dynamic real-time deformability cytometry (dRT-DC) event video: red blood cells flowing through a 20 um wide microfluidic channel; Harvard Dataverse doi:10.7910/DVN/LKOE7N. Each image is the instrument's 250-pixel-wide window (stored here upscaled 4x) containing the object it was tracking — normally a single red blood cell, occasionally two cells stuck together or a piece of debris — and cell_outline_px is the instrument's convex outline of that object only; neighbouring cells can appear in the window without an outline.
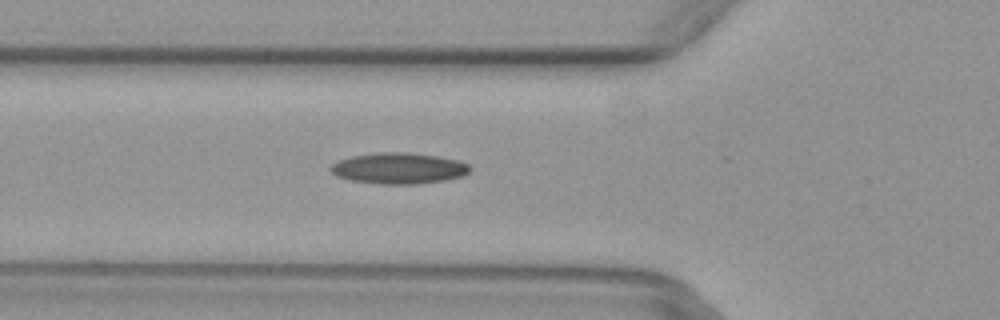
{"species": "common noctule bat (a hibernating species)", "species_latin": "Nyctalus noctula", "temperature_condition": "warm", "stored_images_in_passage": 4, "camera_frame_rate_fps": 3000, "um_per_image_px": 0.085, "animal": {"sex": "female", "body_mass_g": 29.2, "forearm_length_mm": 56.3}, "frame": {"image": 1, "passage_image": 4, "time_ms": 1.0, "image_size_px": [1000, 320], "cell_outline_px": [[472, 168], [464, 176], [444, 180], [416, 184], [380, 184], [348, 180], [336, 176], [328, 168], [332, 164], [340, 160], [352, 156], [380, 152], [408, 152], [436, 156], [456, 160], [468, 164]], "centroid_in_image_um": [33.88, 14.31], "position_along_channel_um": 91.9, "area_um2": 25.2}}